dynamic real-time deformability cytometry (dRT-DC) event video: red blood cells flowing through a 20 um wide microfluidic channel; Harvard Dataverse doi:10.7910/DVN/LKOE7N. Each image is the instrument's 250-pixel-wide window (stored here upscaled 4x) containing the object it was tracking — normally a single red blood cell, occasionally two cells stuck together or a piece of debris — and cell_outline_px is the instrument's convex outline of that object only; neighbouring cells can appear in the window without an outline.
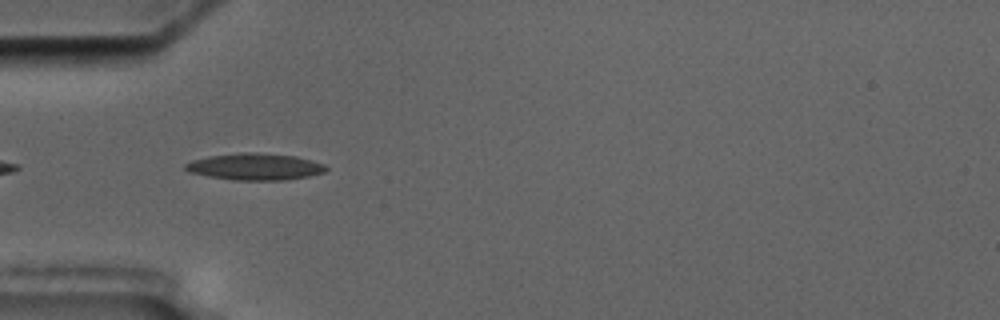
{"species": "common noctule bat (a hibernating species)", "species_latin": "Nyctalus noctula", "temperature_condition": "cold", "stored_images_in_passage": 6, "camera_frame_rate_fps": 3000, "um_per_image_px": 0.085, "animal": {"sex": "male", "body_mass_g": 17.5, "forearm_length_mm": 52.3}, "frame": {"image": 1, "passage_image": 5, "time_ms": 4.667, "image_size_px": [1000, 320], "cell_outline_px": [[328, 168], [324, 172], [308, 176], [284, 180], [232, 180], [208, 176], [188, 172], [184, 168], [184, 164], [192, 160], [208, 156], [240, 152], [256, 152], [296, 156], [312, 160], [324, 164]], "centroid_in_image_um": [21.65, 14.16], "position_along_channel_um": 63.3, "area_um2": 22.02}}
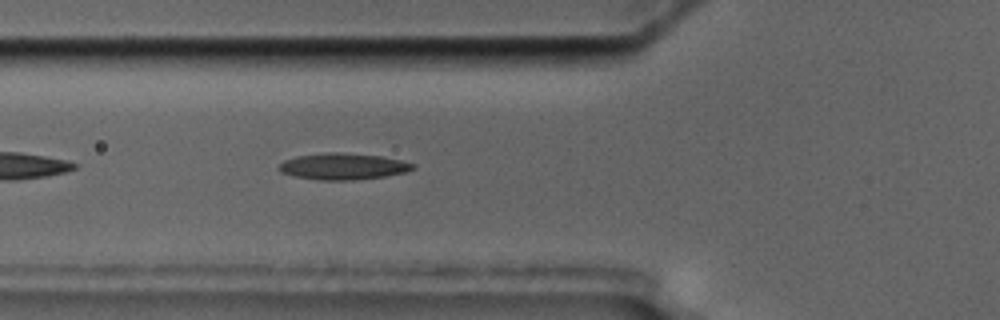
{"frame": {"image": 2, "passage_image": 6, "time_ms": 5.667, "image_size_px": [1000, 320], "cell_outline_px": [[416, 168], [404, 172], [384, 176], [348, 180], [320, 180], [296, 176], [280, 172], [276, 168], [284, 160], [296, 156], [324, 152], [336, 152], [380, 156], [400, 160], [416, 164]], "centroid_in_image_um": [29.13, 14.13], "position_along_channel_um": 96.7, "area_um2": 20.46}}